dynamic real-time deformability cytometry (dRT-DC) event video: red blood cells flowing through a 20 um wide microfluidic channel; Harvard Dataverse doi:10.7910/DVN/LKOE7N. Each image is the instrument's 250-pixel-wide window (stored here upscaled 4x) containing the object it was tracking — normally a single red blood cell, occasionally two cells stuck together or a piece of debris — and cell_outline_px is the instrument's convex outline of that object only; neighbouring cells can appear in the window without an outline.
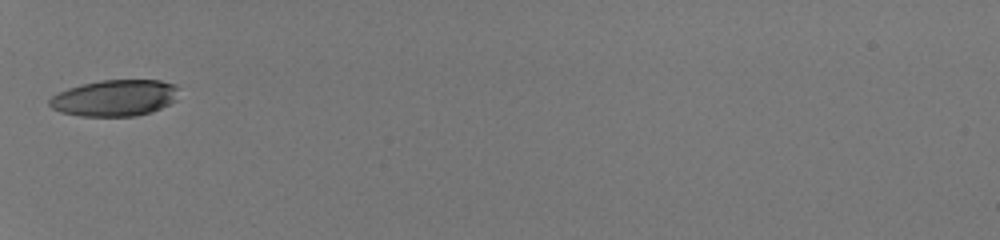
{"species": "human", "species_latin": "Homo sapiens", "temperature_condition": "room temperature", "stored_images_in_passage": 31, "camera_frame_rate_fps": 3000, "um_per_image_px": 0.085, "donor": {"sex": "male"}, "frame": {"image": 1, "passage_image": 1, "time_ms": 0.0, "image_size_px": [1000, 240], "cell_outline_px": [[180, 88], [176, 100], [152, 112], [136, 116], [80, 116], [60, 112], [52, 108], [48, 104], [48, 100], [52, 96], [68, 88], [80, 84], [100, 80], [160, 80], [176, 84]], "centroid_in_image_um": [9.77, 8.32], "position_along_channel_um": 75.2, "area_um2": 27.69}}
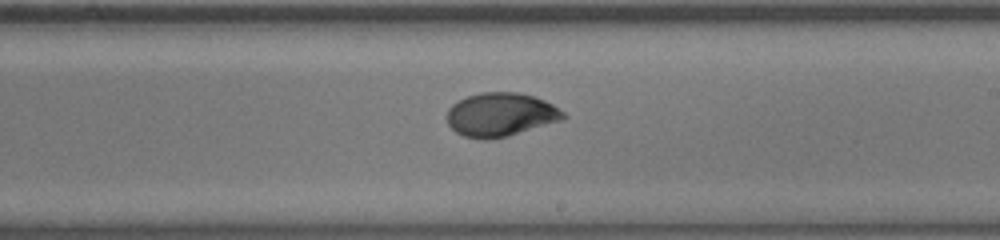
{"frame": {"image": 2, "passage_image": 14, "time_ms": 4.333, "image_size_px": [1000, 240], "cell_outline_px": [[568, 116], [564, 120], [508, 136], [488, 140], [484, 140], [464, 136], [456, 132], [448, 124], [448, 108], [452, 104], [468, 96], [480, 92], [520, 92], [544, 100], [552, 104], [564, 112]], "centroid_in_image_um": [42.58, 9.75], "position_along_channel_um": 246.4, "area_um2": 29.71}}
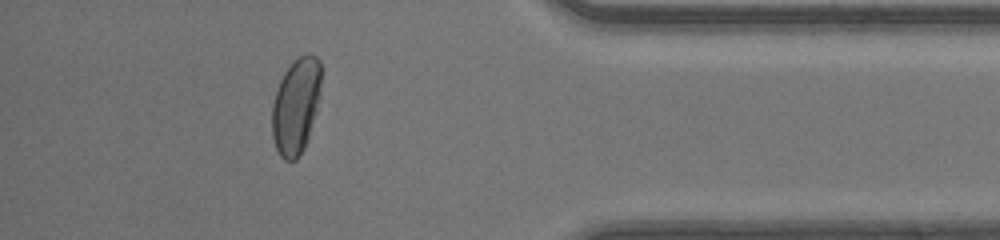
{"frame": {"image": 3, "passage_image": 27, "time_ms": 8.667, "image_size_px": [1000, 240], "cell_outline_px": [[320, 96], [316, 112], [308, 140], [304, 148], [296, 160], [284, 160], [280, 156], [276, 148], [272, 136], [272, 104], [280, 80], [284, 72], [292, 60], [308, 52], [316, 56], [320, 60]], "centroid_in_image_um": [25.16, 8.99], "position_along_channel_um": 410.0, "area_um2": 27.69}, "authors_computed_cell_mechanics": {"area_um2": 29.0734, "velocity_mm_per_s": 4.1752, "shape_relaxation_time_tau1_ms": 5.4609, "shape_relaxation_time_tau2_ms": null, "deformation_change_tau1": 0.2179, "deformation_change_tau2": null}}